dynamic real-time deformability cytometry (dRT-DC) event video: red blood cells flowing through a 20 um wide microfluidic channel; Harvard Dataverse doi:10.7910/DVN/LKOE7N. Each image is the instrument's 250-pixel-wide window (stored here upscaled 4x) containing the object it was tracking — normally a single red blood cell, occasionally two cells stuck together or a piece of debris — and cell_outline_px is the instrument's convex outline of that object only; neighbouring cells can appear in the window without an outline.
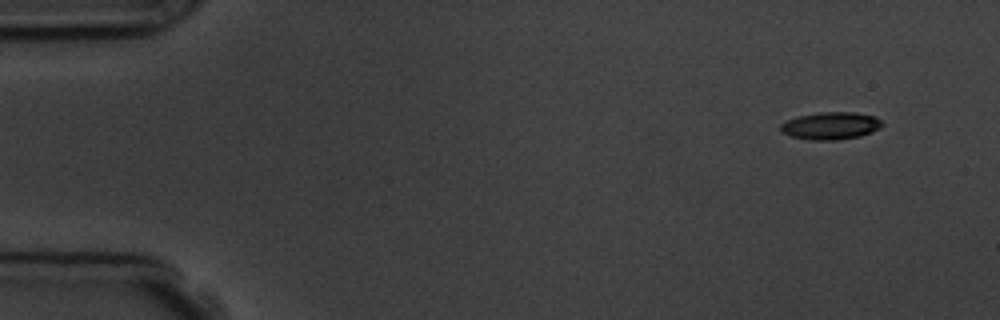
{"species": "common noctule bat (a hibernating species)", "species_latin": "Nyctalus noctula", "temperature_condition": "room temperature", "stored_images_in_passage": 6, "camera_frame_rate_fps": 3000, "um_per_image_px": 0.085, "animal": {"sex": "male", "body_mass_g": 19.5, "forearm_length_mm": 54.6}, "frame": {"image": 1, "passage_image": 1, "time_ms": 0.0, "image_size_px": [1000, 320], "cell_outline_px": [[884, 124], [880, 128], [872, 132], [860, 136], [836, 140], [808, 140], [792, 136], [780, 132], [780, 124], [788, 120], [800, 116], [820, 112], [856, 112], [876, 116]], "centroid_in_image_um": [70.63, 10.69], "position_along_channel_um": 14.4, "area_um2": 16.3}}
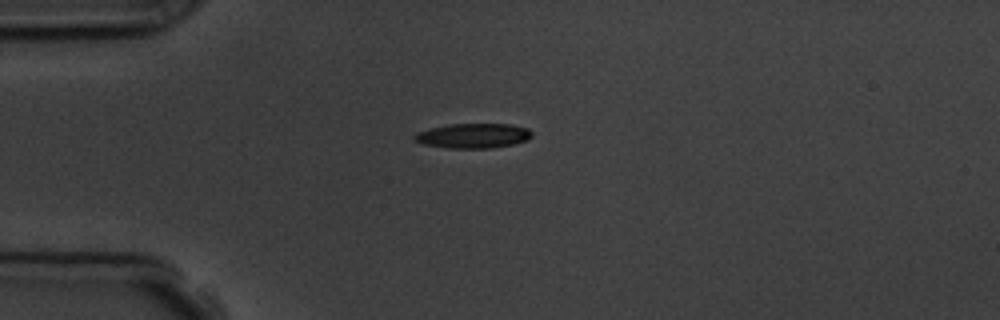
{"frame": {"image": 2, "passage_image": 4, "time_ms": 3.333, "image_size_px": [1000, 320], "cell_outline_px": [[532, 136], [528, 140], [512, 144], [492, 148], [448, 148], [424, 144], [412, 140], [412, 136], [416, 132], [448, 124], [512, 124], [528, 128], [532, 132]], "centroid_in_image_um": [40.21, 11.54], "position_along_channel_um": 44.8, "area_um2": 17.05}}